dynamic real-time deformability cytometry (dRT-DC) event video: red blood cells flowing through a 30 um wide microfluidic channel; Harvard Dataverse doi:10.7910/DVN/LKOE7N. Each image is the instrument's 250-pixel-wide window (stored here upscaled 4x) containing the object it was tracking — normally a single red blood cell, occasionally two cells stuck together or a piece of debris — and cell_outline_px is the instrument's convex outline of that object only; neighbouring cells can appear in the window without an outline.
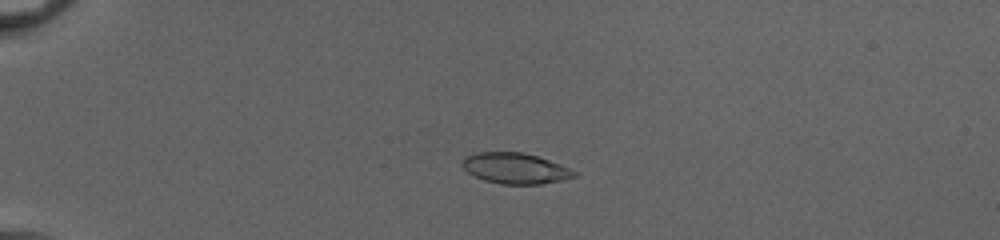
{"species": "common noctule bat (a hibernating species)", "species_latin": "Nyctalus noctula", "temperature_condition": "cold", "stored_images_in_passage": 46, "camera_frame_rate_fps": 3000, "um_per_image_px": 0.085, "animal": {"sex": "female", "body_mass_g": 20.0, "forearm_length_mm": 54.0}, "frame": {"image": 1, "passage_image": 8, "time_ms": 2.333, "image_size_px": [1000, 240], "cell_outline_px": [[580, 172], [576, 176], [560, 180], [540, 184], [500, 184], [484, 180], [468, 172], [460, 164], [464, 156], [476, 152], [520, 152], [536, 156], [548, 160]], "centroid_in_image_um": [43.77, 14.3], "position_along_channel_um": 41.2, "area_um2": 20.0}}
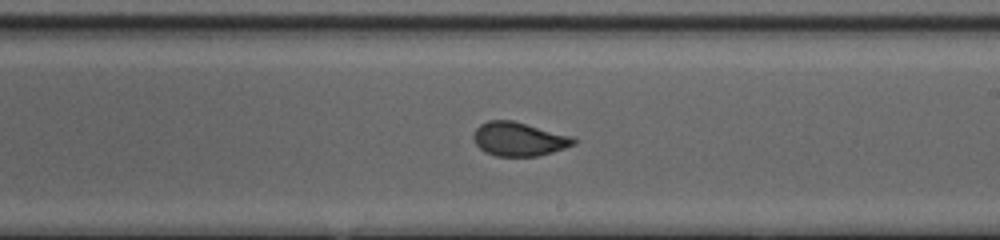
{"frame": {"image": 2, "passage_image": 27, "time_ms": 8.667, "image_size_px": [1000, 240], "cell_outline_px": [[576, 144], [552, 152], [536, 156], [496, 156], [484, 152], [476, 144], [472, 136], [476, 128], [480, 124], [488, 120], [512, 120], [576, 136]], "centroid_in_image_um": [44.13, 11.81], "position_along_channel_um": 244.9, "area_um2": 20.0}}
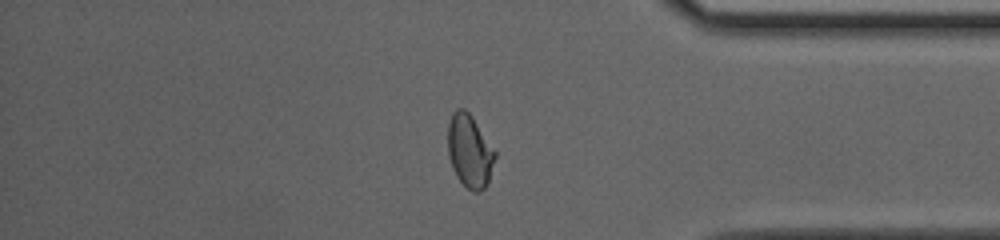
{"frame": {"image": 3, "passage_image": 39, "time_ms": 12.667, "image_size_px": [1000, 240], "cell_outline_px": [[496, 156], [488, 184], [480, 192], [472, 192], [456, 176], [452, 168], [448, 156], [448, 124], [452, 112], [456, 108], [464, 108], [472, 116], [496, 152]], "centroid_in_image_um": [39.92, 12.84], "position_along_channel_um": 395.3, "area_um2": 20.17}, "authors_computed_cell_mechanics": {"area_um2": 19.8543, "velocity_mm_per_s": 4.0878, "shape_relaxation_time_tau1_ms": 4.8716, "shape_relaxation_time_tau2_ms": null, "deformation_change_tau1": 0.1521, "deformation_change_tau2": null}}